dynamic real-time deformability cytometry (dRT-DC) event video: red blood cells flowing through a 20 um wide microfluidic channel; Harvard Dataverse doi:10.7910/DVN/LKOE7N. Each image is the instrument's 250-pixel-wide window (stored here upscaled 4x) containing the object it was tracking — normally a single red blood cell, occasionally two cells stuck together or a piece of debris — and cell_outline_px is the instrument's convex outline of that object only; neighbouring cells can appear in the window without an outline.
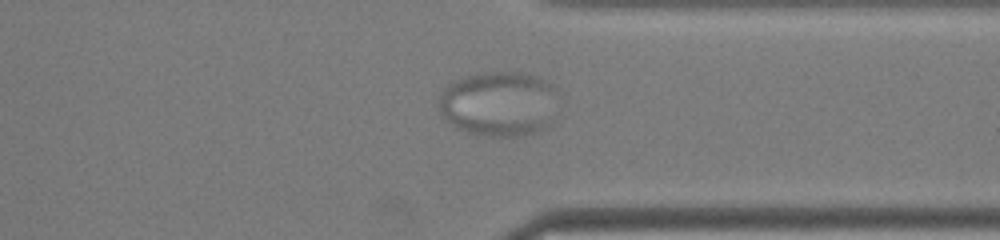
{"species": "common noctule bat (a hibernating species)", "species_latin": "Nyctalus noctula", "temperature_condition": "warm", "stored_images_in_passage": 48, "camera_frame_rate_fps": 3000, "um_per_image_px": 0.085, "animal": {"sex": "male", "body_mass_g": 19.0, "forearm_length_mm": 50.8}, "frame": {"image": 1, "passage_image": 35, "time_ms": 11.333, "image_size_px": [1000, 240], "cell_outline_px": [[548, 88], [540, 128], [536, 132], [520, 136], [492, 136], [468, 132], [456, 128], [440, 112], [440, 96], [444, 88], [448, 84], [456, 80], [476, 72], [520, 72], [532, 76], [548, 84]], "centroid_in_image_um": [42.1, 8.8], "position_along_channel_um": 369.3, "area_um2": 41.96}}
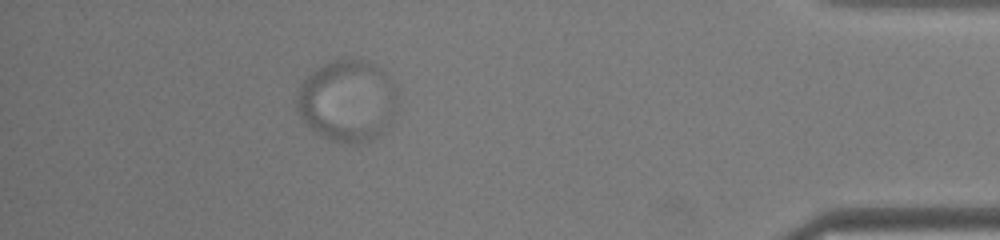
{"frame": {"image": 2, "passage_image": 42, "time_ms": 13.667, "image_size_px": [1000, 240], "cell_outline_px": [[380, 132], [372, 140], [360, 144], [348, 144], [328, 140], [316, 132], [296, 112], [296, 100], [300, 84], [304, 76], [308, 72], [332, 60], [360, 60], [372, 64], [380, 72]], "centroid_in_image_um": [29.06, 8.59], "position_along_channel_um": 406.1, "area_um2": 42.6}}